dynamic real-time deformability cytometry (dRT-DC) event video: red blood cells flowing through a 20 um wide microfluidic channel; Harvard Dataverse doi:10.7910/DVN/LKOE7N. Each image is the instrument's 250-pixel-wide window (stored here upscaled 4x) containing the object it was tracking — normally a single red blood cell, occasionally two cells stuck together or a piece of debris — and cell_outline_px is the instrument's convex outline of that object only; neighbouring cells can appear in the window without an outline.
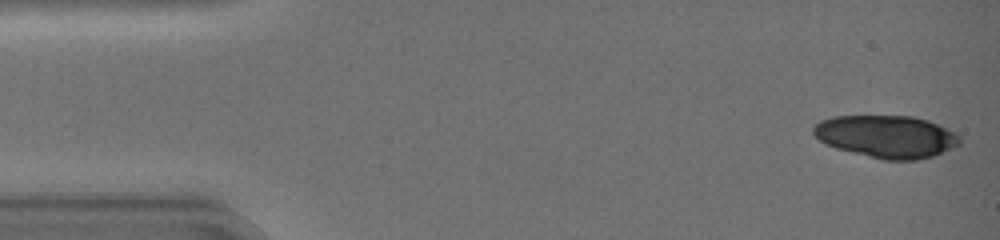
{"species": "common noctule bat (a hibernating species)", "species_latin": "Nyctalus noctula", "temperature_condition": "warm", "stored_images_in_passage": 43, "camera_frame_rate_fps": 3000, "um_per_image_px": 0.085, "animal": {"sex": "female", "body_mass_g": 19.0, "forearm_length_mm": 51.5}, "frame": {"image": 1, "passage_image": 1, "time_ms": 0.0, "image_size_px": [1000, 240], "cell_outline_px": [[960, 144], [932, 156], [916, 160], [884, 160], [836, 148], [820, 140], [812, 132], [812, 128], [820, 120], [832, 116], [912, 116], [928, 120], [960, 136]], "centroid_in_image_um": [75.32, 11.6], "position_along_channel_um": 9.7, "area_um2": 35.84}, "authors_computed_cell_mechanics": {"area_um2": 18.7272, "velocity_mm_per_s": 4.3949, "shape_relaxation_time_tau1_ms": 3.0049, "shape_relaxation_time_tau2_ms": 4.4668, "deformation_change_tau1": 0.1877, "deformation_change_tau2": 0.0596}}